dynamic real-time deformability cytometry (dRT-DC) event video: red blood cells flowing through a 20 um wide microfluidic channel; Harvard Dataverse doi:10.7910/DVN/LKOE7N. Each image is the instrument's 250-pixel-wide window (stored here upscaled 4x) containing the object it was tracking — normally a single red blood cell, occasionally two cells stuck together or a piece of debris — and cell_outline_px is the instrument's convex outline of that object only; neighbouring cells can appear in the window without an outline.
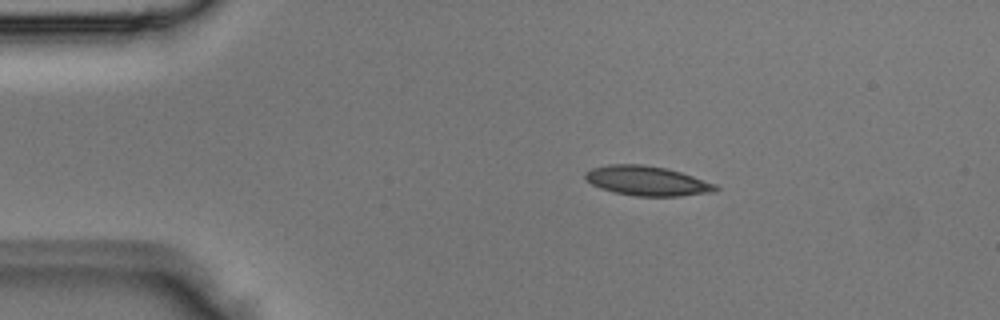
{"species": "Egyptian fruit bat (a non-hibernating species)", "species_latin": "Rousettus aegyptiacus", "temperature_condition": "room temperature", "stored_images_in_passage": 2, "camera_frame_rate_fps": 3000, "um_per_image_px": 0.085, "animal": {"sex": "male"}, "frame": {"image": 1, "passage_image": 1, "time_ms": 0.0, "image_size_px": [1000, 320], "cell_outline_px": [[720, 188], [716, 192], [680, 196], [636, 196], [612, 192], [600, 188], [592, 184], [584, 176], [584, 172], [592, 168], [608, 164], [644, 164], [664, 168], [680, 172], [716, 184]], "centroid_in_image_um": [55.0, 15.38], "position_along_channel_um": 30.0, "area_um2": 22.54}}